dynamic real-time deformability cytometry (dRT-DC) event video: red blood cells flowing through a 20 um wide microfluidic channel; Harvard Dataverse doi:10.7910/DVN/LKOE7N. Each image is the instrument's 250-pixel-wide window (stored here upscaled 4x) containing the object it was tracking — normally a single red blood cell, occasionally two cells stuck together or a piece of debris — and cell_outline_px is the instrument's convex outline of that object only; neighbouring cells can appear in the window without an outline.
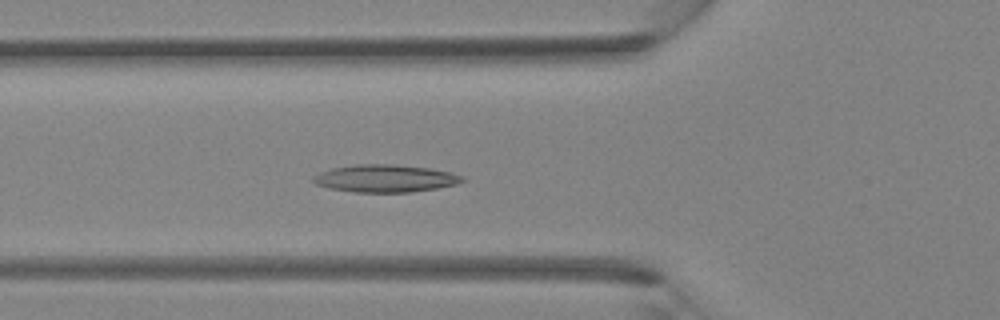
{"species": "Egyptian fruit bat (a non-hibernating species)", "species_latin": "Rousettus aegyptiacus", "temperature_condition": "room temperature", "stored_images_in_passage": 38, "segment_of_instrument_passage": [1, 2], "camera_frame_rate_fps": 3000, "um_per_image_px": 0.085, "animal": {"sex": "female"}, "frame": {"image": 1, "passage_image": 11, "time_ms": 3.333, "image_size_px": [1000, 320], "cell_outline_px": [[464, 180], [456, 184], [436, 188], [408, 192], [356, 192], [328, 188], [316, 184], [312, 180], [312, 176], [320, 172], [332, 168], [356, 164], [396, 164], [428, 168], [448, 172], [464, 176]], "centroid_in_image_um": [32.7, 15.16], "position_along_channel_um": 93.1, "area_um2": 23.76}}
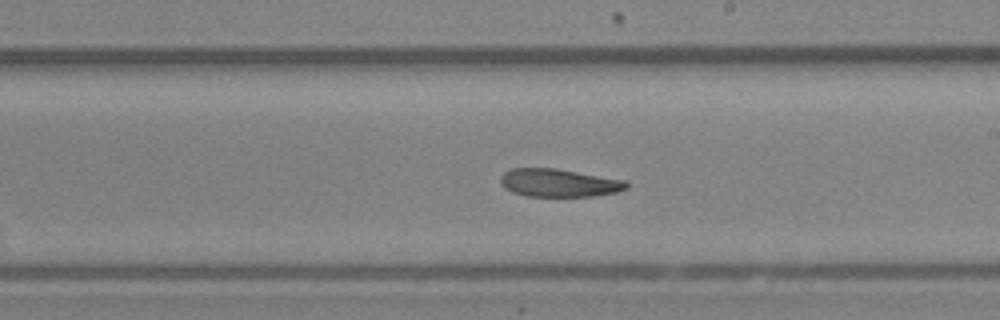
{"frame": {"image": 2, "passage_image": 20, "time_ms": 6.333, "image_size_px": [1000, 320], "cell_outline_px": [[628, 188], [616, 192], [596, 196], [524, 196], [512, 192], [504, 188], [500, 180], [500, 176], [504, 172], [512, 168], [556, 168], [628, 180]], "centroid_in_image_um": [47.53, 15.54], "position_along_channel_um": 241.5, "area_um2": 20.81}}
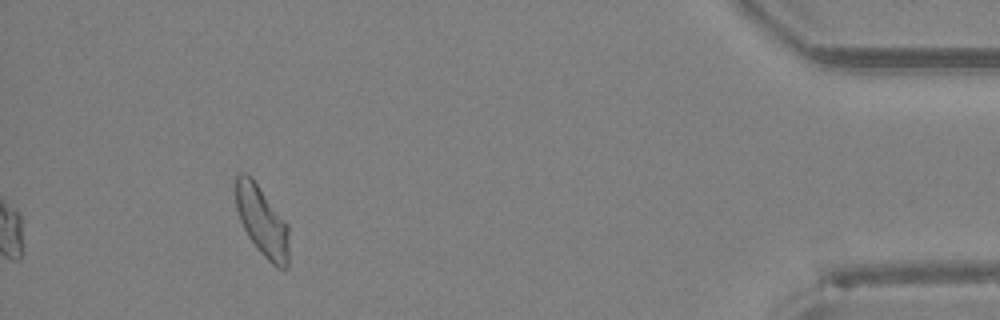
{"frame": {"image": 3, "passage_image": 34, "time_ms": 11.0, "image_size_px": [1000, 320], "cell_outline_px": [[288, 268], [276, 268], [260, 252], [248, 236], [240, 220], [236, 208], [236, 176], [240, 172], [244, 172], [252, 176], [288, 224]], "centroid_in_image_um": [22.28, 18.78], "position_along_channel_um": 412.9, "area_um2": 21.73}}